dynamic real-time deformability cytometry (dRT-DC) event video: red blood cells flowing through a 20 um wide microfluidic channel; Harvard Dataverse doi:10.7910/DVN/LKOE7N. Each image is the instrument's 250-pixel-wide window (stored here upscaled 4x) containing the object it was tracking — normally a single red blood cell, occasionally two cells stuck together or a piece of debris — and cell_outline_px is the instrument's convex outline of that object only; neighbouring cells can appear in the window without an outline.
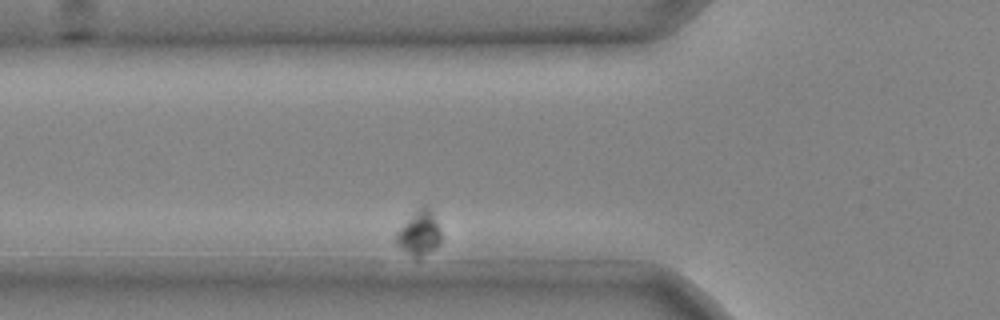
{"species": "common noctule bat (a hibernating species)", "species_latin": "Nyctalus noctula", "temperature_condition": "cold", "stored_images_in_passage": 3, "segment_of_instrument_passage": [2, 2], "camera_frame_rate_fps": 3000, "um_per_image_px": 0.085, "animal": {"sex": "male", "body_mass_g": 20.4}, "frame": {"image": 1, "passage_image": 3, "time_ms": 0.667, "image_size_px": [1000, 320], "cell_outline_px": [[440, 240], [428, 252], [416, 256], [408, 252], [396, 244], [396, 232], [424, 204], [428, 204], [432, 212], [440, 232]], "centroid_in_image_um": [35.62, 19.76], "position_along_channel_um": 90.2, "area_um2": 10.69}}